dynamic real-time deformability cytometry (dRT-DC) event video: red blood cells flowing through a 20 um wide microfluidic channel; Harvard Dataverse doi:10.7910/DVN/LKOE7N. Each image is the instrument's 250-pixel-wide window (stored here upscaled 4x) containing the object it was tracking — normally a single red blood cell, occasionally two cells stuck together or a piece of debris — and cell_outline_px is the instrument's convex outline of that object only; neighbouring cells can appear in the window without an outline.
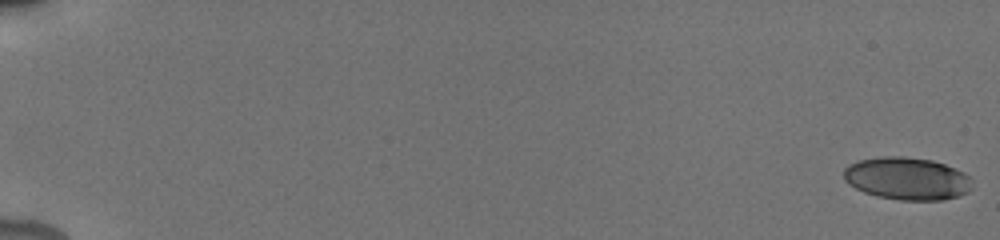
{"species": "human", "species_latin": "Homo sapiens", "temperature_condition": "cold", "stored_images_in_passage": 15, "camera_frame_rate_fps": 3000, "um_per_image_px": 0.085, "donor": {"sex": "male"}, "frame": {"image": 1, "passage_image": 1, "time_ms": 0.0, "image_size_px": [1000, 240], "cell_outline_px": [[972, 188], [968, 192], [960, 196], [944, 200], [900, 200], [876, 196], [864, 192], [848, 184], [844, 180], [844, 168], [848, 164], [860, 160], [880, 156], [904, 156], [932, 160], [956, 168], [964, 172], [968, 176]], "centroid_in_image_um": [77.09, 15.18], "position_along_channel_um": 7.9, "area_um2": 32.08}}